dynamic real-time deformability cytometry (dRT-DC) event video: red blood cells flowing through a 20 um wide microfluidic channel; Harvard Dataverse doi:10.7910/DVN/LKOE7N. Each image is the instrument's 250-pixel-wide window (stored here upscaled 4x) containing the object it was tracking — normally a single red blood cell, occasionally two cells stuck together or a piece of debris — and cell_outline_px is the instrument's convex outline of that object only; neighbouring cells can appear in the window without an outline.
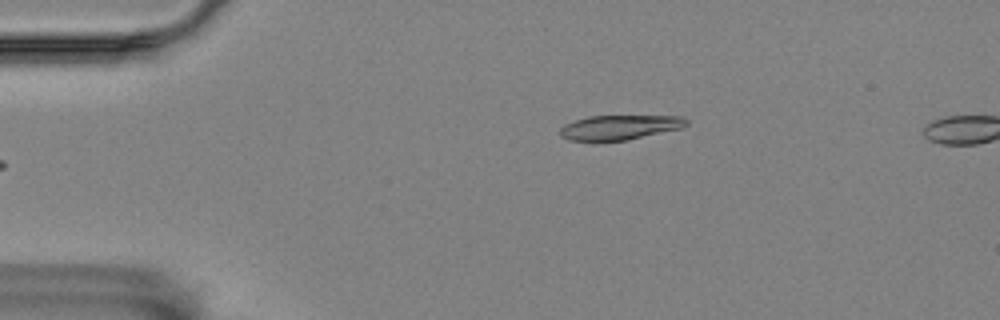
{"species": "Egyptian fruit bat (a non-hibernating species)", "species_latin": "Rousettus aegyptiacus", "temperature_condition": "room temperature", "stored_images_in_passage": 4, "camera_frame_rate_fps": 3000, "um_per_image_px": 0.085, "animal": {"sex": "female"}, "frame": {"image": 1, "passage_image": 4, "time_ms": 1.0, "image_size_px": [1000, 320], "cell_outline_px": [[688, 124], [684, 128], [628, 140], [592, 144], [572, 140], [560, 136], [560, 128], [564, 124], [588, 116], [684, 116], [688, 120]], "centroid_in_image_um": [52.65, 10.86], "position_along_channel_um": 32.3, "area_um2": 18.96}}